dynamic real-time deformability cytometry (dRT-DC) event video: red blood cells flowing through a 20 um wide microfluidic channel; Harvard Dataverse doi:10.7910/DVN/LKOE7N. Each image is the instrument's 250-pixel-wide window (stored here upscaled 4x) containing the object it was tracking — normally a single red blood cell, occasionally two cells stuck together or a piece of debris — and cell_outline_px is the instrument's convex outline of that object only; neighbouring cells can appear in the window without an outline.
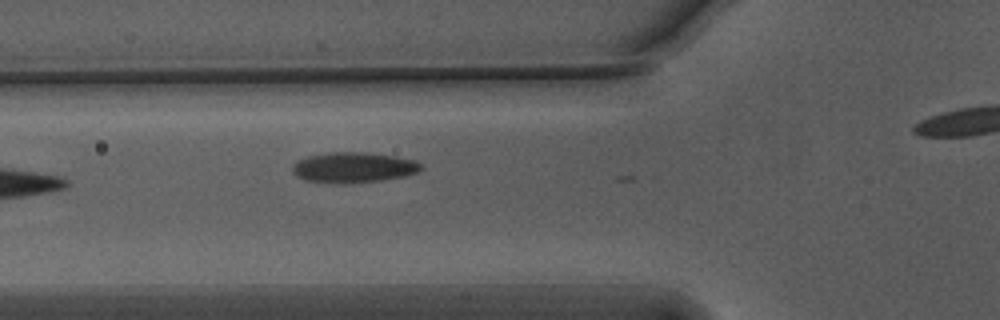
{"species": "Egyptian fruit bat (a non-hibernating species)", "species_latin": "Rousettus aegyptiacus", "temperature_condition": "warm", "stored_images_in_passage": 5, "camera_frame_rate_fps": 3000, "um_per_image_px": 0.085, "animal": {"sex": "male"}, "frame": {"image": 1, "passage_image": 4, "time_ms": 1.0, "image_size_px": [1000, 320], "cell_outline_px": [[424, 168], [420, 172], [404, 176], [380, 180], [344, 184], [336, 184], [304, 180], [296, 176], [292, 172], [292, 164], [296, 160], [308, 156], [328, 152], [364, 152], [396, 156], [416, 160]], "centroid_in_image_um": [30.03, 14.23], "position_along_channel_um": 95.8, "area_um2": 23.18}}